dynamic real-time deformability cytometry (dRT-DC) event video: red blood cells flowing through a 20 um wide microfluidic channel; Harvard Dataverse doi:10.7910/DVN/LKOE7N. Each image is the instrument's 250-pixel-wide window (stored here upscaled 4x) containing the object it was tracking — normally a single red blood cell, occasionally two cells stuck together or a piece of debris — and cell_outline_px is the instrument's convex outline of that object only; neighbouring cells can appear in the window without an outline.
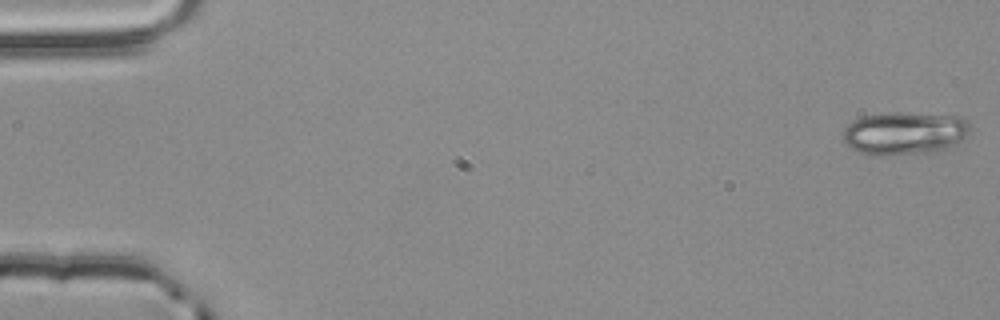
{"species": "common noctule bat (a hibernating species)", "species_latin": "Nyctalus noctula", "temperature_condition": "room temperature", "stored_images_in_passage": 4, "camera_frame_rate_fps": 3000, "um_per_image_px": 0.085, "animal": {"sex": "male", "body_mass_g": 20.4}, "frame": {"image": 1, "passage_image": 1, "time_ms": 0.0, "image_size_px": [1000, 320], "cell_outline_px": [[972, 128], [956, 144], [948, 148], [932, 152], [884, 156], [868, 156], [844, 144], [844, 128], [848, 124], [864, 116], [892, 112], [900, 112], [952, 116], [964, 120]], "centroid_in_image_um": [76.84, 11.35], "position_along_channel_um": 8.2, "area_um2": 31.67}}